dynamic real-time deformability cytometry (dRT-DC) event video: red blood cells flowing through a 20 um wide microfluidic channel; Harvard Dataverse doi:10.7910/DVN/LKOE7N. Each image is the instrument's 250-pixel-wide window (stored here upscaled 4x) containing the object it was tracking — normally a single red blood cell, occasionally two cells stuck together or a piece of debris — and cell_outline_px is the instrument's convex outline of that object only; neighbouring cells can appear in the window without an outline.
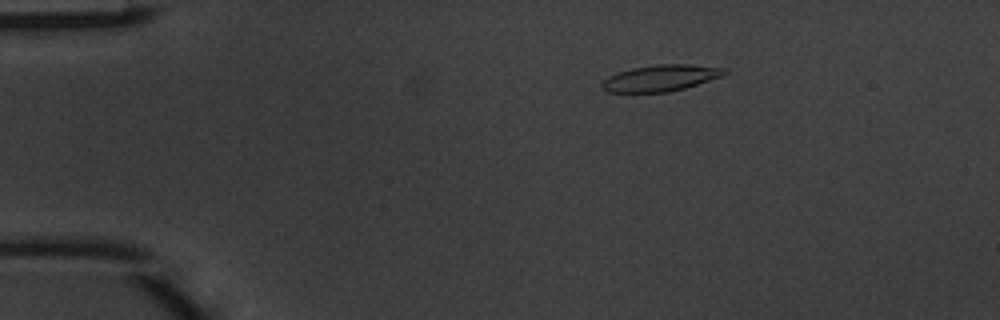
{"species": "common noctule bat (a hibernating species)", "species_latin": "Nyctalus noctula", "temperature_condition": "warm", "stored_images_in_passage": 5, "camera_frame_rate_fps": 3000, "um_per_image_px": 0.085, "animal": {"sex": "male", "body_mass_g": 20.1, "forearm_length_mm": 53.5}, "frame": {"image": 1, "passage_image": 2, "time_ms": 0.333, "image_size_px": [1000, 320], "cell_outline_px": [[728, 72], [720, 76], [684, 88], [668, 92], [608, 92], [600, 88], [600, 84], [608, 76], [632, 68], [656, 64], [688, 64], [728, 68]], "centroid_in_image_um": [56.13, 6.63], "position_along_channel_um": 28.9, "area_um2": 18.67}}